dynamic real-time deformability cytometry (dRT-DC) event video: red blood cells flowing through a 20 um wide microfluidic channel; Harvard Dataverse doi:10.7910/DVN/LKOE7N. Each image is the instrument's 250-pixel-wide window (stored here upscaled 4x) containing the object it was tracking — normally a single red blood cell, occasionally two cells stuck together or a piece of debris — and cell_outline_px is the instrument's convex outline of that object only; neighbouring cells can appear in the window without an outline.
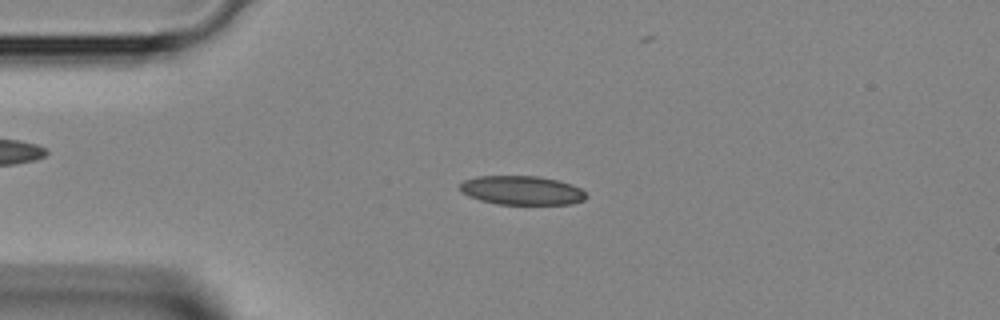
{"species": "Egyptian fruit bat (a non-hibernating species)", "species_latin": "Rousettus aegyptiacus", "temperature_condition": "room temperature", "stored_images_in_passage": 8, "camera_frame_rate_fps": 3000, "um_per_image_px": 0.085, "animal": {"sex": "female"}, "frame": {"image": 1, "passage_image": 5, "time_ms": 1.333, "image_size_px": [1000, 320], "cell_outline_px": [[588, 196], [584, 200], [572, 204], [496, 204], [480, 200], [468, 196], [460, 192], [460, 184], [464, 180], [476, 176], [540, 176], [572, 184], [580, 188]], "centroid_in_image_um": [44.34, 16.18], "position_along_channel_um": 40.7, "area_um2": 21.44}}